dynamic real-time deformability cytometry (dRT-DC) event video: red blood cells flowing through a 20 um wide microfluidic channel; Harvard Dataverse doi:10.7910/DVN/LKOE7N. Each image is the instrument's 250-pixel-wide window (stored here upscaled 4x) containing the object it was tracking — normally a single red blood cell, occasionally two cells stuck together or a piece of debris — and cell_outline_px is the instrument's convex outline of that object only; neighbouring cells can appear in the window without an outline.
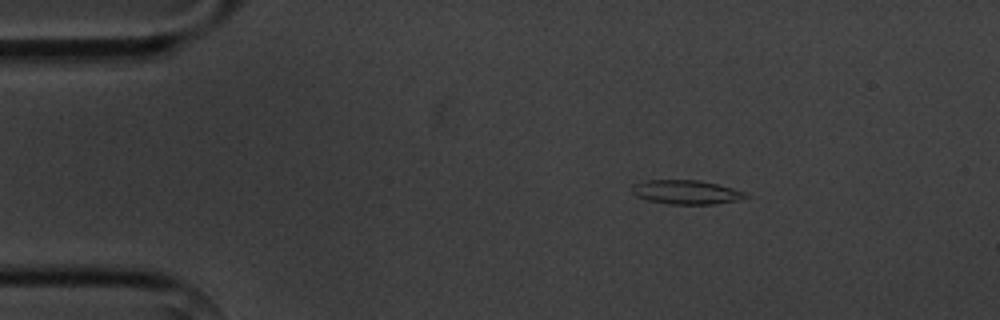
{"species": "common noctule bat (a hibernating species)", "species_latin": "Nyctalus noctula", "temperature_condition": "cold", "stored_images_in_passage": 5, "camera_frame_rate_fps": 3000, "um_per_image_px": 0.085, "animal": {"sex": "male", "body_mass_g": 20.1, "forearm_length_mm": 53.5}, "frame": {"image": 1, "passage_image": 3, "time_ms": 2.333, "image_size_px": [1000, 320], "cell_outline_px": [[748, 196], [736, 200], [712, 204], [668, 204], [648, 200], [636, 196], [632, 192], [632, 184], [648, 180], [696, 180], [716, 184], [732, 188], [744, 192]], "centroid_in_image_um": [58.26, 16.33], "position_along_channel_um": 26.7, "area_um2": 15.66}}